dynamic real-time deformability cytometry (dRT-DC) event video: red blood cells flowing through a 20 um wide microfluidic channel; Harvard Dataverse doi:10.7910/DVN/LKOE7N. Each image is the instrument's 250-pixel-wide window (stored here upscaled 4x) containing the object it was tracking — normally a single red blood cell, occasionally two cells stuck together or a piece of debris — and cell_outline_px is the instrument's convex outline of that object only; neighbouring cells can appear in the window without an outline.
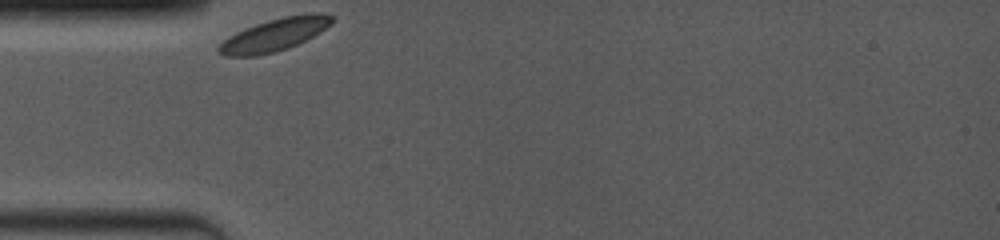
{"species": "common noctule bat (a hibernating species)", "species_latin": "Nyctalus noctula", "temperature_condition": "room temperature", "stored_images_in_passage": 29, "camera_frame_rate_fps": 4000, "um_per_image_px": 0.085, "animal": {"sex": "female", "body_mass_g": 19.0, "forearm_length_mm": 53.3}, "frame": {"image": 1, "passage_image": 1, "time_ms": 0.0, "image_size_px": [1000, 240], "cell_outline_px": [[332, 20], [320, 32], [288, 48], [256, 56], [224, 56], [216, 52], [216, 48], [224, 40], [236, 32], [256, 24], [268, 20], [284, 16], [304, 12], [324, 12], [332, 16]], "centroid_in_image_um": [23.31, 2.94], "position_along_channel_um": 61.7, "area_um2": 21.33}}
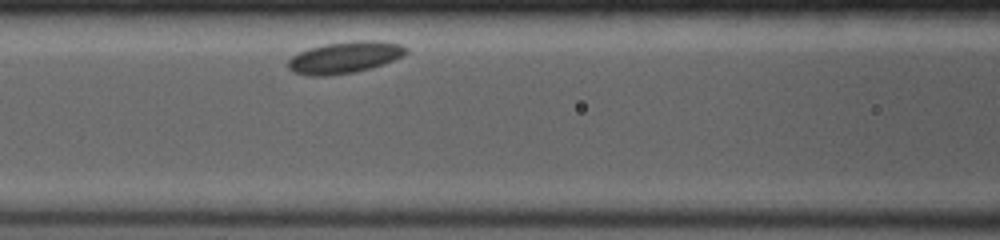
{"frame": {"image": 2, "passage_image": 17, "time_ms": 2.25, "image_size_px": [1000, 240], "cell_outline_px": [[408, 52], [404, 56], [384, 64], [372, 68], [356, 72], [328, 76], [304, 76], [292, 72], [288, 68], [288, 60], [292, 56], [308, 48], [324, 44], [352, 40], [380, 40], [400, 44], [408, 48]], "centroid_in_image_um": [29.32, 4.88], "position_along_channel_um": 137.3, "area_um2": 22.31}}
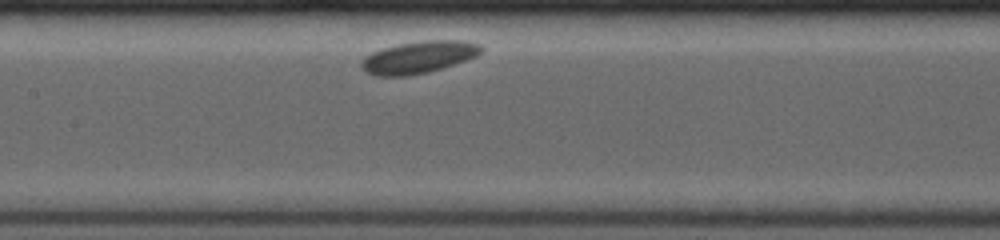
{"frame": {"image": 3, "passage_image": 24, "time_ms": 3.25, "image_size_px": [1000, 240], "cell_outline_px": [[484, 48], [476, 56], [444, 68], [428, 72], [408, 76], [376, 76], [360, 68], [360, 60], [372, 52], [396, 44], [420, 40], [464, 40], [480, 44]], "centroid_in_image_um": [35.58, 4.86], "position_along_channel_um": 171.8, "area_um2": 22.66}}